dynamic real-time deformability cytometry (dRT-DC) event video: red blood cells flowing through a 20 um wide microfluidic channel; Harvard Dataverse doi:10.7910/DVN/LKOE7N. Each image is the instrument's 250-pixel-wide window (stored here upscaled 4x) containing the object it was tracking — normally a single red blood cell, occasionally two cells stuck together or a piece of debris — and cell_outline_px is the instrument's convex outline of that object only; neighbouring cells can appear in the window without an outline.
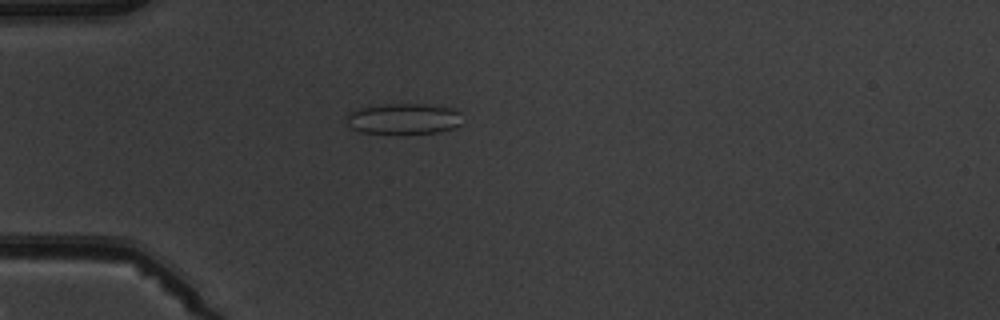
{"species": "common noctule bat (a hibernating species)", "species_latin": "Nyctalus noctula", "temperature_condition": "warm", "stored_images_in_passage": 4, "camera_frame_rate_fps": 3000, "um_per_image_px": 0.085, "animal": {"sex": "male", "body_mass_g": 19.5, "forearm_length_mm": 54.6}, "frame": {"image": 1, "passage_image": 3, "time_ms": 3.333, "image_size_px": [1000, 320], "cell_outline_px": [[460, 124], [456, 128], [436, 132], [404, 136], [360, 132], [352, 128], [348, 124], [348, 112], [360, 108], [388, 104], [424, 104], [456, 108], [460, 112]], "centroid_in_image_um": [34.34, 10.13], "position_along_channel_um": 50.7, "area_um2": 21.44}}